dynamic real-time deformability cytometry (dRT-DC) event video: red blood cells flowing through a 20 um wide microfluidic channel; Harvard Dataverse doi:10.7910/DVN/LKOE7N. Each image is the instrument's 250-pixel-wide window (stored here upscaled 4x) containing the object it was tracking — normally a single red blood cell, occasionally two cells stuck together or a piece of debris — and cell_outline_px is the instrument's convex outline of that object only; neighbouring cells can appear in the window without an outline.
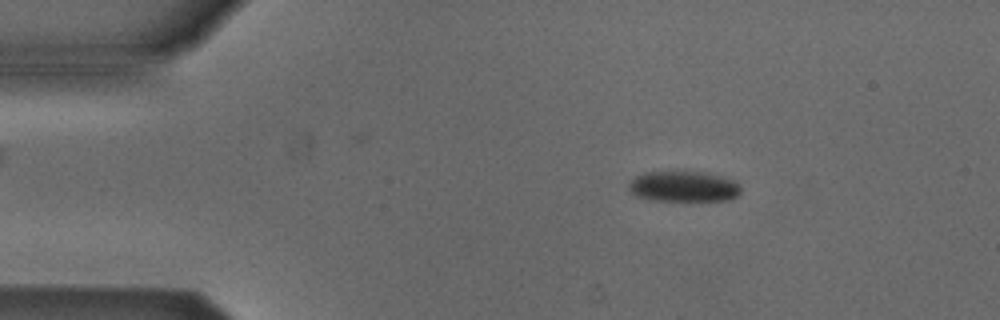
{"species": "Egyptian fruit bat (a non-hibernating species)", "species_latin": "Rousettus aegyptiacus", "temperature_condition": "cold", "stored_images_in_passage": 4, "camera_frame_rate_fps": 3000, "um_per_image_px": 0.085, "animal": {"sex": "male"}, "frame": {"image": 1, "passage_image": 2, "time_ms": 1.333, "image_size_px": [1000, 320], "cell_outline_px": [[740, 192], [736, 196], [728, 200], [656, 200], [636, 196], [628, 188], [628, 184], [636, 176], [648, 172], [700, 172], [720, 176], [736, 180], [740, 184]], "centroid_in_image_um": [58.13, 15.85], "position_along_channel_um": 26.9, "area_um2": 19.71}}